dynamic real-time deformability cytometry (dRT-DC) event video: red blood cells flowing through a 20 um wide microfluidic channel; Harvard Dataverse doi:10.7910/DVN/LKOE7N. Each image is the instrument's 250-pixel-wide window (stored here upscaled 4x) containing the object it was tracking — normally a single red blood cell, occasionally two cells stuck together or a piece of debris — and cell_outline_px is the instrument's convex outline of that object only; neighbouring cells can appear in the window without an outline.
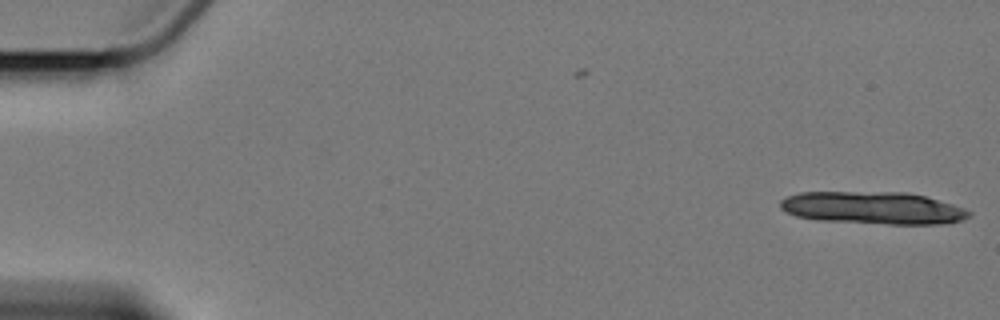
{"species": "Egyptian fruit bat (a non-hibernating species)", "species_latin": "Rousettus aegyptiacus", "temperature_condition": "cold", "stored_images_in_passage": 2, "camera_frame_rate_fps": 3000, "um_per_image_px": 0.085, "animal": {"sex": "female"}, "frame": {"image": 1, "passage_image": 2, "time_ms": 1.0, "image_size_px": [1000, 320], "cell_outline_px": [[972, 216], [964, 220], [948, 224], [888, 224], [816, 220], [796, 216], [780, 208], [780, 200], [788, 196], [800, 192], [904, 192], [924, 196], [952, 204], [964, 208], [972, 212]], "centroid_in_image_um": [74.24, 17.68], "position_along_channel_um": 10.8, "area_um2": 35.84}}